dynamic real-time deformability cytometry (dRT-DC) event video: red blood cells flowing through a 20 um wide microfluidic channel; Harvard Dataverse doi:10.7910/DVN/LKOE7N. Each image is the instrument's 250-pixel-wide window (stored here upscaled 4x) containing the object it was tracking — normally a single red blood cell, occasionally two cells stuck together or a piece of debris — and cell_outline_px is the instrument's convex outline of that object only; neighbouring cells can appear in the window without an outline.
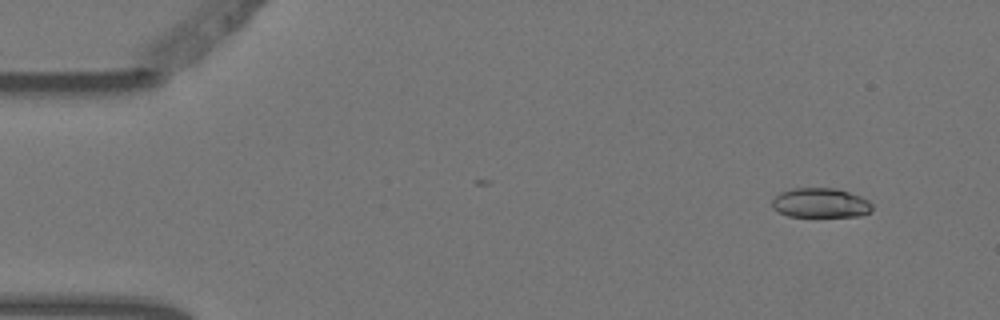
{"species": "Egyptian fruit bat (a non-hibernating species)", "species_latin": "Rousettus aegyptiacus", "temperature_condition": "warm", "stored_images_in_passage": 3, "camera_frame_rate_fps": 3000, "um_per_image_px": 0.085, "animal": {"sex": "female"}, "frame": {"image": 1, "passage_image": 2, "time_ms": 0.333, "image_size_px": [1000, 320], "cell_outline_px": [[872, 208], [868, 212], [860, 216], [788, 216], [772, 208], [772, 200], [780, 192], [792, 188], [836, 188], [860, 196], [868, 200], [872, 204]], "centroid_in_image_um": [69.73, 17.24], "position_along_channel_um": 15.3, "area_um2": 17.17}}